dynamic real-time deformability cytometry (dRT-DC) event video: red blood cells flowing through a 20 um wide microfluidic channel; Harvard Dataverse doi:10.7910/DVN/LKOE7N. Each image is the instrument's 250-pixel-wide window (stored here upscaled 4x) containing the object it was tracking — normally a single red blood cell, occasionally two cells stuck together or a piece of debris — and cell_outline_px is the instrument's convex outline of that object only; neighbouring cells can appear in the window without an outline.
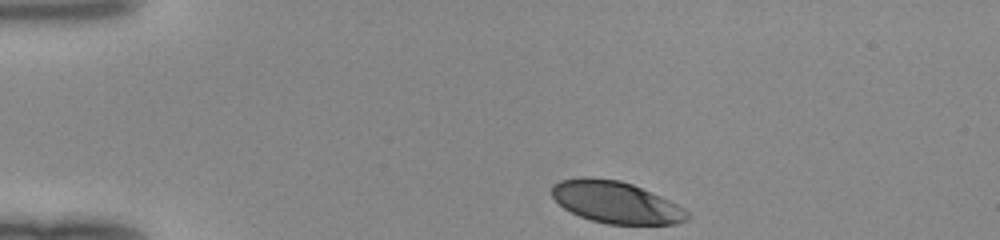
{"species": "human", "species_latin": "Homo sapiens", "temperature_condition": "room temperature", "stored_images_in_passage": 33, "camera_frame_rate_fps": 3000, "um_per_image_px": 0.085, "donor": {"sex": "female"}, "frame": {"image": 1, "passage_image": 1, "time_ms": 0.0, "image_size_px": [1000, 240], "cell_outline_px": [[692, 216], [688, 220], [676, 224], [608, 224], [592, 220], [580, 216], [564, 208], [552, 196], [552, 184], [560, 180], [584, 176], [620, 180], [632, 184], [660, 196], [684, 208]], "centroid_in_image_um": [52.36, 17.19], "position_along_channel_um": 32.6, "area_um2": 33.0}}
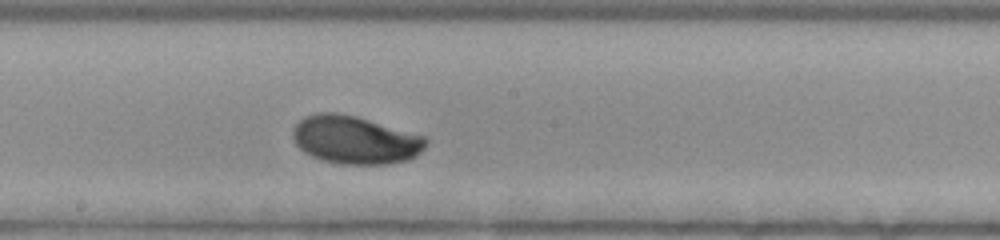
{"frame": {"image": 2, "passage_image": 19, "time_ms": 6.0, "image_size_px": [1000, 240], "cell_outline_px": [[428, 144], [416, 156], [408, 160], [388, 164], [340, 164], [324, 160], [312, 156], [304, 152], [296, 144], [292, 136], [292, 132], [296, 124], [304, 116], [316, 112], [336, 112], [356, 116], [428, 136]], "centroid_in_image_um": [30.22, 11.88], "position_along_channel_um": 218.0, "area_um2": 37.63}}
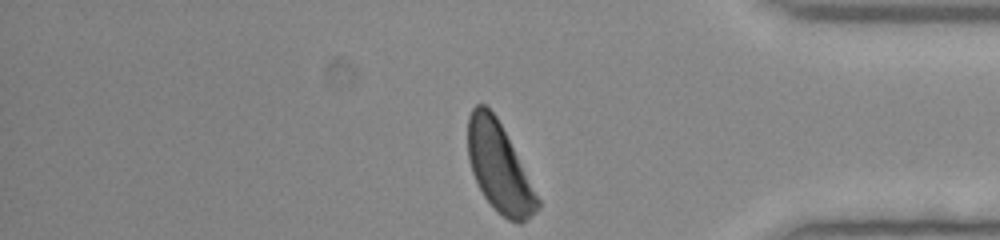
{"frame": {"image": 3, "passage_image": 33, "time_ms": 10.667, "image_size_px": [1000, 240], "cell_outline_px": [[540, 208], [536, 212], [520, 224], [516, 224], [508, 220], [484, 196], [472, 172], [468, 160], [468, 116], [472, 108], [476, 104], [484, 104], [496, 116], [540, 200]], "centroid_in_image_um": [42.42, 14.24], "position_along_channel_um": 392.8, "area_um2": 35.32}}